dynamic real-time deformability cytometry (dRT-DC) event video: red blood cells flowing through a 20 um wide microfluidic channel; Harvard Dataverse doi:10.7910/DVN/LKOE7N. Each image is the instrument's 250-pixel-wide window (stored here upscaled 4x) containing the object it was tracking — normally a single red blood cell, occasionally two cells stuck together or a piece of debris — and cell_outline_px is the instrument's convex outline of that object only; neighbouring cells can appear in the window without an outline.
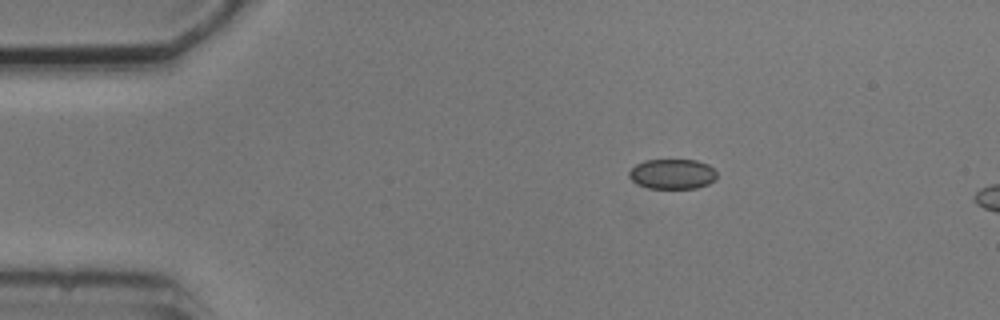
{"species": "common noctule bat (a hibernating species)", "species_latin": "Nyctalus noctula", "temperature_condition": "cold", "stored_images_in_passage": 2, "camera_frame_rate_fps": 3000, "um_per_image_px": 0.085, "animal": {"sex": "male", "body_mass_g": 20.5, "forearm_length_mm": 52.5}, "frame": {"image": 1, "passage_image": 1, "time_ms": 0.0, "image_size_px": [1000, 320], "cell_outline_px": [[716, 180], [708, 184], [696, 188], [648, 188], [636, 184], [628, 176], [628, 172], [636, 164], [644, 160], [696, 160], [708, 164], [716, 172]], "centroid_in_image_um": [57.14, 14.79], "position_along_channel_um": 27.9, "area_um2": 15.43}}